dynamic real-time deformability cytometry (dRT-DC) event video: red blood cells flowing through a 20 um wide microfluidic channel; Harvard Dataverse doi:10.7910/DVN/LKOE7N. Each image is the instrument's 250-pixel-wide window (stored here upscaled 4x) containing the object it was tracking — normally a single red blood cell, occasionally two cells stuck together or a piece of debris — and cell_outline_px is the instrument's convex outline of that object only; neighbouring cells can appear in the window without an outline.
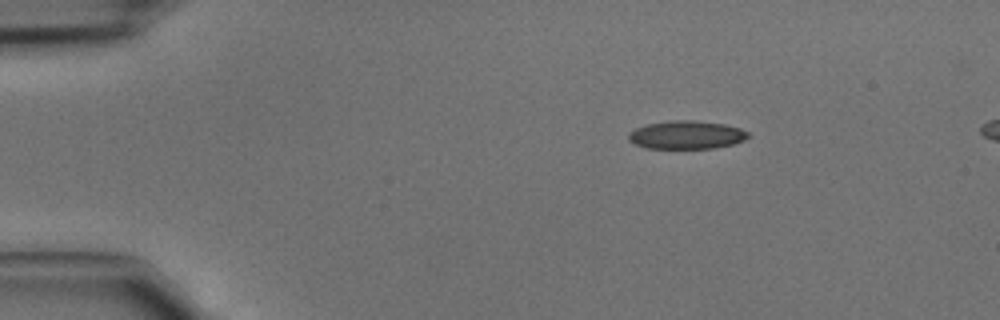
{"species": "common noctule bat (a hibernating species)", "species_latin": "Nyctalus noctula", "temperature_condition": "cold", "stored_images_in_passage": 40, "segment_of_instrument_passage": [1, 2], "camera_frame_rate_fps": 3000, "um_per_image_px": 0.085, "animal": {"sex": "male", "body_mass_g": 15.6}, "frame": {"image": 1, "passage_image": 1, "time_ms": 0.0, "image_size_px": [1000, 320], "cell_outline_px": [[752, 136], [744, 140], [732, 144], [716, 148], [648, 148], [636, 144], [628, 140], [628, 132], [636, 128], [648, 124], [672, 120], [692, 120], [724, 124], [740, 128], [748, 132]], "centroid_in_image_um": [58.37, 11.46], "position_along_channel_um": 26.6, "area_um2": 19.65}}
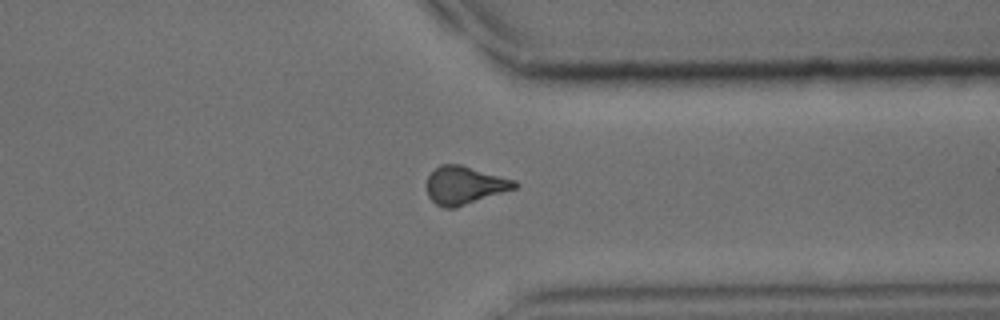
{"frame": {"image": 2, "passage_image": 29, "time_ms": 9.333, "image_size_px": [1000, 320], "cell_outline_px": [[520, 184], [516, 188], [456, 208], [444, 208], [436, 204], [428, 196], [428, 176], [440, 164], [460, 164], [516, 180]], "centroid_in_image_um": [39.52, 15.75], "position_along_channel_um": 371.9, "area_um2": 19.42}}
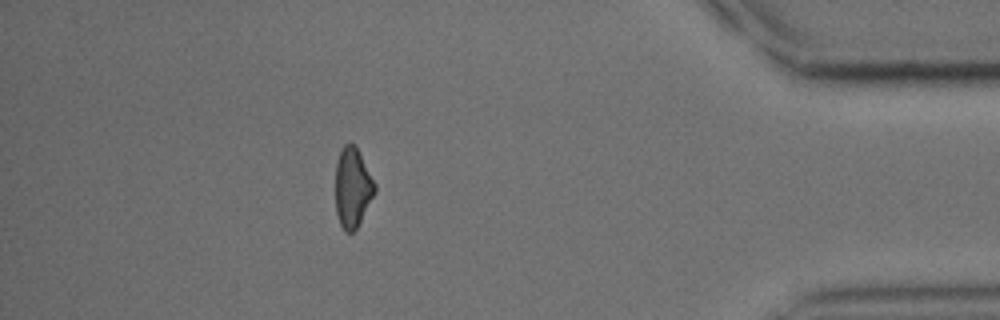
{"frame": {"image": 3, "passage_image": 34, "time_ms": 11.0, "image_size_px": [1000, 320], "cell_outline_px": [[376, 192], [356, 228], [352, 232], [344, 232], [340, 224], [336, 212], [336, 160], [344, 144], [348, 140], [356, 144], [376, 184]], "centroid_in_image_um": [29.97, 15.89], "position_along_channel_um": 405.2, "area_um2": 18.5}}